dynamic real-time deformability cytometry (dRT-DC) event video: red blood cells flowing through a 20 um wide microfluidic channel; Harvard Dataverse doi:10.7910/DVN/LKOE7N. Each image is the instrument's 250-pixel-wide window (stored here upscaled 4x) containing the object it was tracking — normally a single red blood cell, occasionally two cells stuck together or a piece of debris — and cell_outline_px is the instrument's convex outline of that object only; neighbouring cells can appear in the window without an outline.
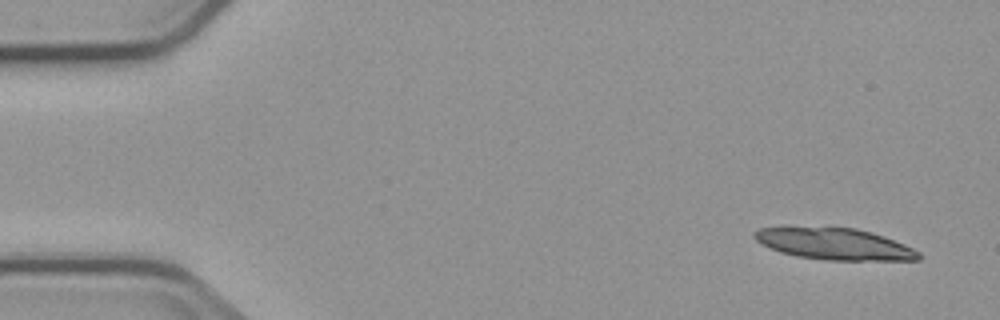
{"species": "common noctule bat (a hibernating species)", "species_latin": "Nyctalus noctula", "temperature_condition": "cold", "stored_images_in_passage": 6, "camera_frame_rate_fps": 3000, "um_per_image_px": 0.085, "animal": {"sex": "male", "body_mass_g": 23.1, "forearm_length_mm": 52.7}, "frame": {"image": 1, "passage_image": 1, "time_ms": 0.0, "image_size_px": [1000, 320], "cell_outline_px": [[920, 260], [824, 260], [796, 256], [780, 252], [768, 248], [760, 244], [752, 236], [752, 232], [760, 228], [856, 228], [872, 232], [884, 236], [904, 244], [920, 252]], "centroid_in_image_um": [70.92, 20.75], "position_along_channel_um": 14.1, "area_um2": 30.0}}